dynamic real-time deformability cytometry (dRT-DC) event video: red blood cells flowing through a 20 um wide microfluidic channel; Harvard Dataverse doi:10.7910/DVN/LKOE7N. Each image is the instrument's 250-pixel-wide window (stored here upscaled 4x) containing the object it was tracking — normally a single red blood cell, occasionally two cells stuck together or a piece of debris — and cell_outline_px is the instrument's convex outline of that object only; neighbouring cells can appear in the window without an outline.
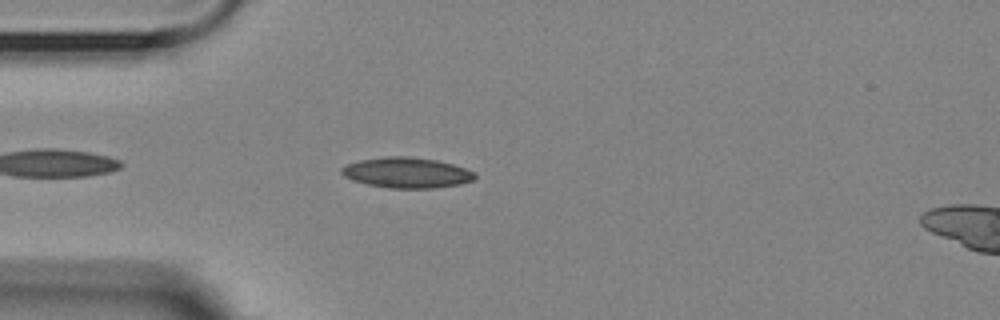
{"species": "Egyptian fruit bat (a non-hibernating species)", "species_latin": "Rousettus aegyptiacus", "temperature_condition": "room temperature", "stored_images_in_passage": 4, "camera_frame_rate_fps": 3000, "um_per_image_px": 0.085, "animal": {"sex": "female"}, "frame": {"image": 1, "passage_image": 3, "time_ms": 3.333, "image_size_px": [1000, 320], "cell_outline_px": [[476, 176], [472, 180], [460, 184], [432, 188], [388, 188], [368, 184], [352, 180], [344, 176], [340, 172], [340, 168], [348, 164], [360, 160], [384, 156], [408, 156], [436, 160], [452, 164], [476, 172]], "centroid_in_image_um": [34.56, 14.67], "position_along_channel_um": 50.4, "area_um2": 23.64}}